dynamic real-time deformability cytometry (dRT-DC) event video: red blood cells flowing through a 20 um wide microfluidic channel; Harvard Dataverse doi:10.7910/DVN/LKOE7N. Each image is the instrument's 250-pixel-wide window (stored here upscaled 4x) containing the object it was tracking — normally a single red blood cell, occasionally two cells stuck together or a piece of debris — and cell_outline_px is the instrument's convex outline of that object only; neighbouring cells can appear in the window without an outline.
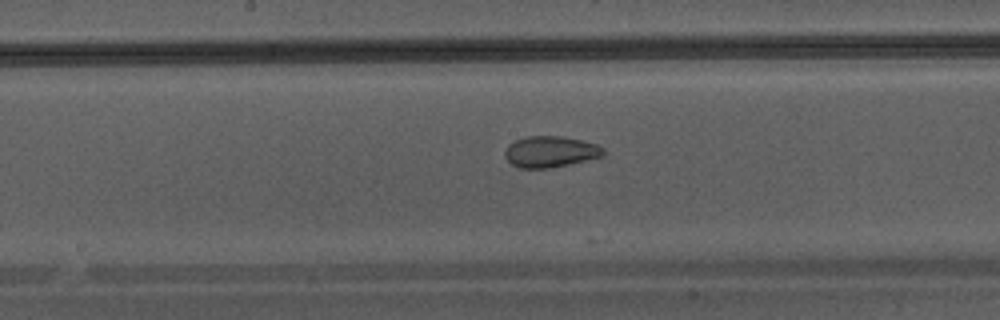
{"species": "Egyptian fruit bat (a non-hibernating species)", "species_latin": "Rousettus aegyptiacus", "temperature_condition": "warm", "stored_images_in_passage": 20, "camera_frame_rate_fps": 3000, "um_per_image_px": 0.085, "animal": {"sex": "male"}, "frame": {"image": 1, "passage_image": 13, "time_ms": 4.0, "image_size_px": [1000, 320], "cell_outline_px": [[604, 156], [568, 164], [548, 168], [520, 168], [512, 164], [504, 156], [504, 152], [508, 144], [524, 136], [564, 136], [596, 144], [604, 148]], "centroid_in_image_um": [46.76, 12.88], "position_along_channel_um": 201.4, "area_um2": 17.86}}
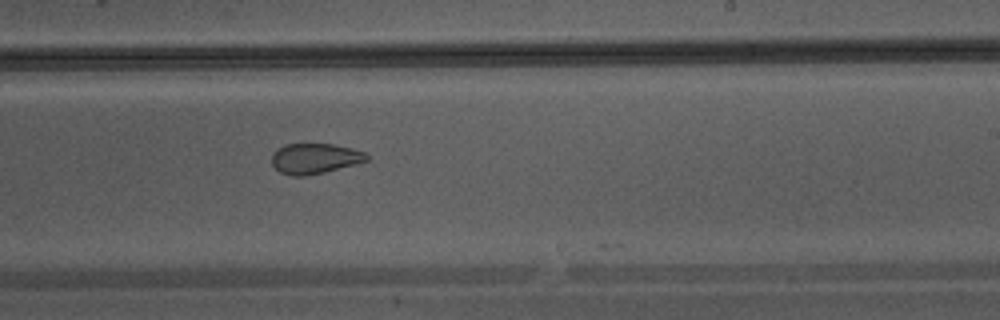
{"frame": {"image": 2, "passage_image": 17, "time_ms": 5.333, "image_size_px": [1000, 320], "cell_outline_px": [[368, 160], [324, 172], [304, 176], [292, 176], [280, 172], [272, 164], [272, 152], [276, 148], [288, 144], [332, 144], [352, 148], [364, 152], [368, 156]], "centroid_in_image_um": [26.72, 13.47], "position_along_channel_um": 262.3, "area_um2": 16.65}}